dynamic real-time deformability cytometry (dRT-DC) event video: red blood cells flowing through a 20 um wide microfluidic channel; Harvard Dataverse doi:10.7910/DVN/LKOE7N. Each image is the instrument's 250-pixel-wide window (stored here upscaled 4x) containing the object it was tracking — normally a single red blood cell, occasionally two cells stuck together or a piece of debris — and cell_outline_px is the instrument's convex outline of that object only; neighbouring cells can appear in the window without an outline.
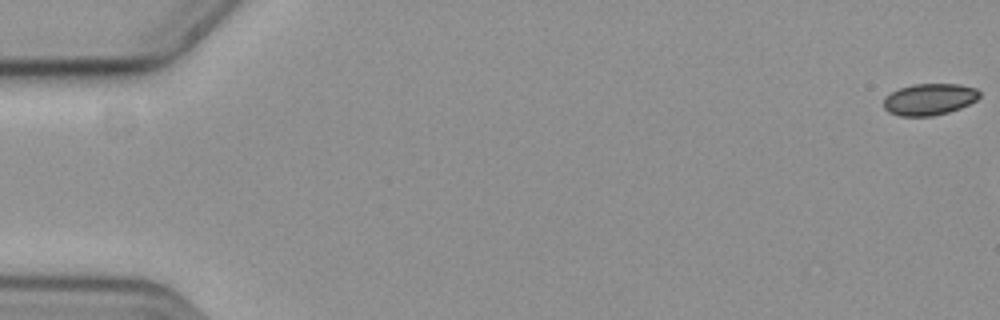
{"species": "common noctule bat (a hibernating species)", "species_latin": "Nyctalus noctula", "temperature_condition": "cold", "stored_images_in_passage": 12, "camera_frame_rate_fps": 3000, "um_per_image_px": 0.085, "animal": {"sex": "female", "body_mass_g": 19.3, "forearm_length_mm": 54.1}, "frame": {"image": 1, "passage_image": 1, "time_ms": 0.0, "image_size_px": [1000, 320], "cell_outline_px": [[980, 96], [976, 100], [960, 108], [948, 112], [932, 116], [900, 116], [888, 112], [884, 108], [884, 96], [900, 88], [912, 84], [960, 84], [976, 88], [980, 92]], "centroid_in_image_um": [78.99, 8.44], "position_along_channel_um": 6.0, "area_um2": 17.69}}